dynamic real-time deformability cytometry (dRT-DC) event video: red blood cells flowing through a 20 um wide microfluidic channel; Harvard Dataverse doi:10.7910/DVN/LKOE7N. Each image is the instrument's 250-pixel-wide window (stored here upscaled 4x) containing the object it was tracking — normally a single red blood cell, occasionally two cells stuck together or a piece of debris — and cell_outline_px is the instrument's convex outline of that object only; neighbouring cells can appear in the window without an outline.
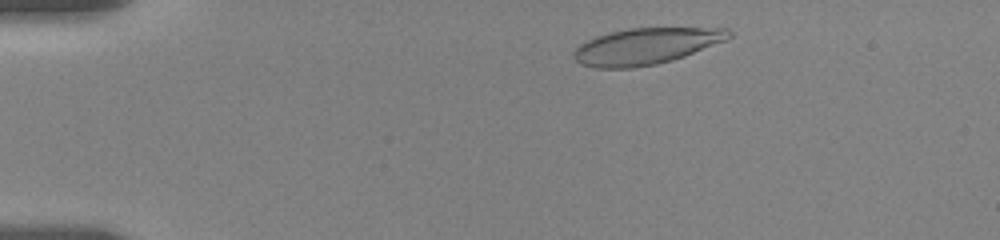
{"species": "human", "species_latin": "Homo sapiens", "temperature_condition": "room temperature", "stored_images_in_passage": 39, "camera_frame_rate_fps": 3000, "um_per_image_px": 0.085, "donor": {"sex": "female"}, "frame": {"image": 1, "passage_image": 8, "time_ms": 1.333, "image_size_px": [1000, 240], "cell_outline_px": [[732, 36], [728, 40], [684, 56], [672, 60], [656, 64], [632, 68], [596, 68], [580, 64], [572, 56], [572, 52], [584, 40], [608, 32], [628, 28], [728, 28], [732, 32]], "centroid_in_image_um": [54.89, 3.92], "position_along_channel_um": 30.1, "area_um2": 33.12}}
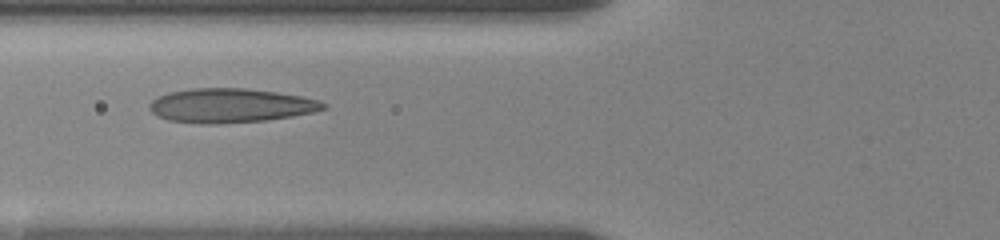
{"frame": {"image": 2, "passage_image": 26, "time_ms": 5.333, "image_size_px": [1000, 240], "cell_outline_px": [[328, 108], [312, 112], [292, 116], [264, 120], [216, 124], [200, 124], [168, 120], [156, 116], [148, 108], [148, 104], [152, 100], [168, 92], [192, 88], [244, 88], [276, 92], [300, 96], [320, 100], [328, 104]], "centroid_in_image_um": [19.58, 8.97], "position_along_channel_um": 106.2, "area_um2": 34.74}}
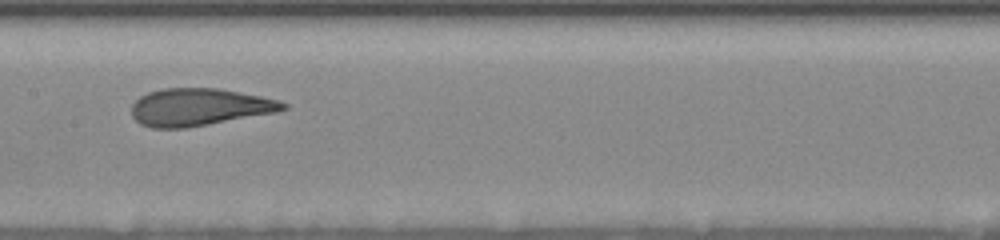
{"frame": {"image": 3, "passage_image": 38, "time_ms": 7.667, "image_size_px": [1000, 240], "cell_outline_px": [[288, 108], [276, 112], [208, 124], [184, 128], [152, 128], [140, 124], [132, 116], [132, 104], [140, 96], [148, 92], [164, 88], [216, 88], [260, 96], [280, 100], [288, 104]], "centroid_in_image_um": [16.92, 9.1], "position_along_channel_um": 190.5, "area_um2": 32.83}}